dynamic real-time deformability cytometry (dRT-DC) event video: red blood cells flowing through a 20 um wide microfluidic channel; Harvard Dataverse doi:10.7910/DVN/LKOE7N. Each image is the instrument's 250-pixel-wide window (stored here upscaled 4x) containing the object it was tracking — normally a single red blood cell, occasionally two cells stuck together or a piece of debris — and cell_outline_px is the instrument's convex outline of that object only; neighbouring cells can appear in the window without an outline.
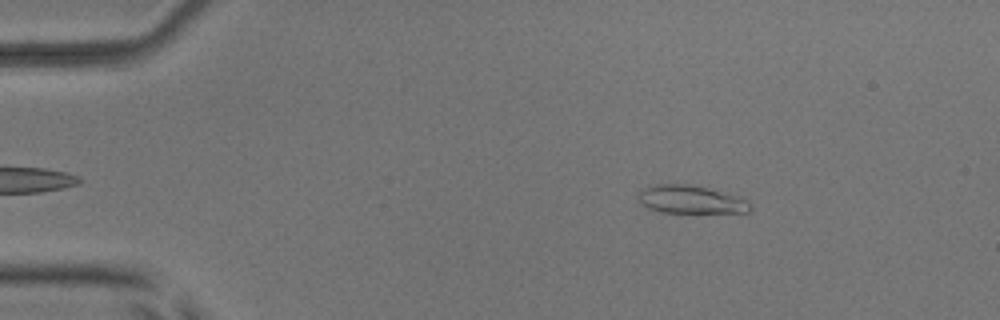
{"species": "common noctule bat (a hibernating species)", "species_latin": "Nyctalus noctula", "temperature_condition": "room temperature", "stored_images_in_passage": 49, "camera_frame_rate_fps": 3000, "um_per_image_px": 0.085, "animal": {"sex": "male", "body_mass_g": 17.9, "forearm_length_mm": 54.2}, "frame": {"image": 1, "passage_image": 5, "time_ms": 1.333, "image_size_px": [1000, 320], "cell_outline_px": [[752, 208], [748, 212], [664, 212], [648, 208], [640, 204], [636, 200], [636, 196], [644, 188], [652, 184], [688, 184], [740, 196], [752, 204]], "centroid_in_image_um": [58.68, 16.95], "position_along_channel_um": 26.3, "area_um2": 18.32}}
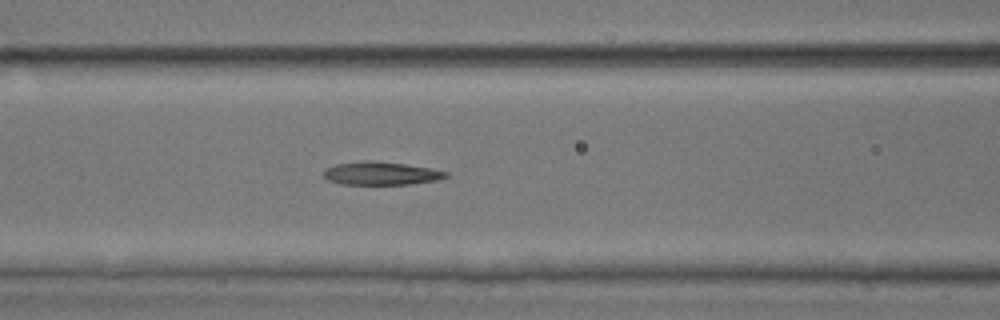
{"frame": {"image": 2, "passage_image": 19, "time_ms": 6.0, "image_size_px": [1000, 320], "cell_outline_px": [[448, 176], [436, 180], [408, 184], [340, 184], [328, 180], [324, 176], [324, 168], [336, 164], [360, 160], [372, 160], [404, 164], [428, 168], [448, 172]], "centroid_in_image_um": [32.32, 14.72], "position_along_channel_um": 134.3, "area_um2": 16.42}}
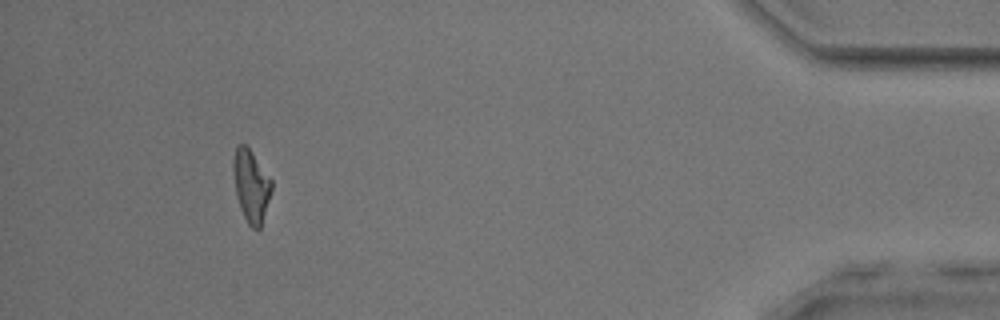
{"frame": {"image": 3, "passage_image": 45, "time_ms": 14.667, "image_size_px": [1000, 320], "cell_outline_px": [[272, 188], [260, 228], [252, 228], [248, 224], [240, 208], [236, 196], [232, 172], [232, 160], [236, 148], [240, 144], [244, 144], [252, 152], [272, 180]], "centroid_in_image_um": [21.32, 15.77], "position_along_channel_um": 413.9, "area_um2": 16.01}, "authors_computed_cell_mechanics": {"area_um2": 16.5886, "velocity_mm_per_s": 3.9395, "shape_relaxation_time_tau1_ms": 4.7181, "shape_relaxation_time_tau2_ms": 1.9017, "deformation_change_tau1": 0.195, "deformation_change_tau2": 0.1189}}